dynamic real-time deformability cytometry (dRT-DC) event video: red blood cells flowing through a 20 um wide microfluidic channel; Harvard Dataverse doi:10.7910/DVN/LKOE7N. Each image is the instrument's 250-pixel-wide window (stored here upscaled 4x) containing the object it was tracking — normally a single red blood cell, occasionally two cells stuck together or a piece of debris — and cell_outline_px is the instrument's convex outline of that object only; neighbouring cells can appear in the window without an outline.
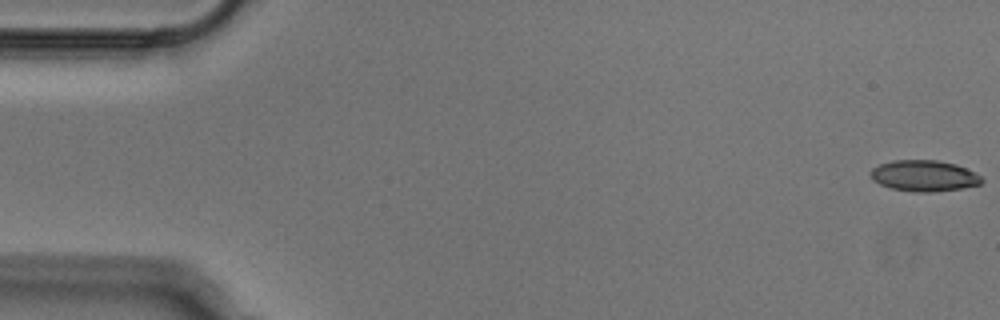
{"species": "Egyptian fruit bat (a non-hibernating species)", "species_latin": "Rousettus aegyptiacus", "temperature_condition": "cold", "stored_images_in_passage": 48, "camera_frame_rate_fps": 3000, "um_per_image_px": 0.085, "animal": {"sex": "male"}, "frame": {"image": 1, "passage_image": 1, "time_ms": 0.0, "image_size_px": [1000, 320], "cell_outline_px": [[984, 180], [980, 184], [960, 188], [932, 192], [912, 192], [892, 188], [880, 184], [872, 180], [868, 172], [872, 168], [880, 164], [892, 160], [936, 160], [956, 164], [980, 176]], "centroid_in_image_um": [78.48, 14.94], "position_along_channel_um": 6.5, "area_um2": 20.06}}
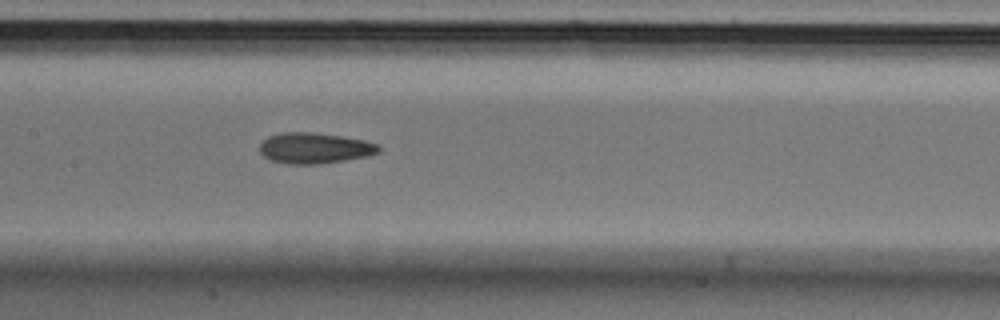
{"frame": {"image": 2, "passage_image": 25, "time_ms": 8.0, "image_size_px": [1000, 320], "cell_outline_px": [[380, 152], [368, 156], [320, 164], [288, 164], [272, 160], [264, 156], [260, 152], [260, 144], [268, 136], [280, 132], [312, 132], [340, 136], [364, 140], [380, 144]], "centroid_in_image_um": [26.76, 12.58], "position_along_channel_um": 180.6, "area_um2": 21.39}}
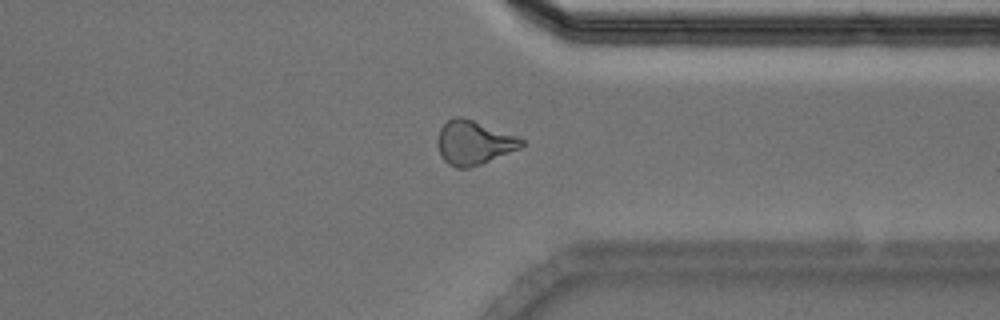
{"frame": {"image": 3, "passage_image": 40, "time_ms": 13.0, "image_size_px": [1000, 320], "cell_outline_px": [[524, 144], [520, 148], [480, 164], [468, 168], [456, 168], [448, 164], [440, 156], [436, 144], [436, 140], [440, 128], [452, 116], [460, 116], [472, 120], [516, 136], [524, 140]], "centroid_in_image_um": [40.21, 12.13], "position_along_channel_um": 371.2, "area_um2": 21.39}}